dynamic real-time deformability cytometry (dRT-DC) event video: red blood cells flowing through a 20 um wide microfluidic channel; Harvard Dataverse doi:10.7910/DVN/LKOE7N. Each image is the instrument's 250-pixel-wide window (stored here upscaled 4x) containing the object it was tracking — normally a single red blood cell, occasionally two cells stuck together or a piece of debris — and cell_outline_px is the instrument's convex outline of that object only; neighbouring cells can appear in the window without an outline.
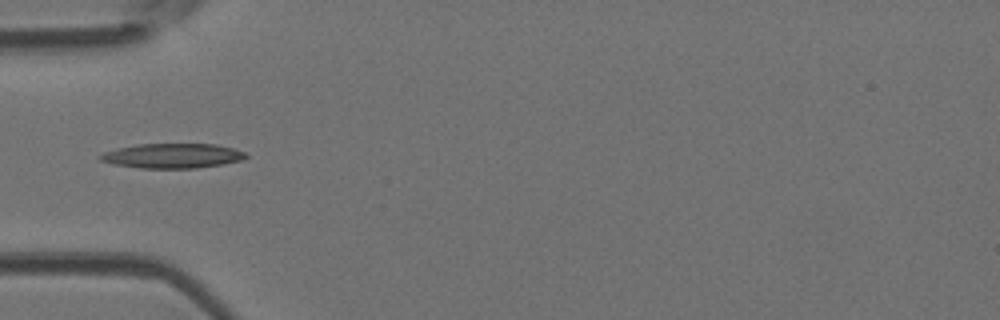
{"species": "Egyptian fruit bat (a non-hibernating species)", "species_latin": "Rousettus aegyptiacus", "temperature_condition": "room temperature", "stored_images_in_passage": 5, "camera_frame_rate_fps": 3000, "um_per_image_px": 0.085, "animal": {"sex": "female"}, "frame": {"image": 1, "passage_image": 5, "time_ms": 1.333, "image_size_px": [1000, 320], "cell_outline_px": [[248, 156], [240, 160], [224, 164], [196, 168], [140, 168], [112, 164], [100, 160], [96, 156], [104, 152], [136, 144], [216, 144], [232, 148], [244, 152]], "centroid_in_image_um": [14.63, 13.24], "position_along_channel_um": 70.4, "area_um2": 20.92}}